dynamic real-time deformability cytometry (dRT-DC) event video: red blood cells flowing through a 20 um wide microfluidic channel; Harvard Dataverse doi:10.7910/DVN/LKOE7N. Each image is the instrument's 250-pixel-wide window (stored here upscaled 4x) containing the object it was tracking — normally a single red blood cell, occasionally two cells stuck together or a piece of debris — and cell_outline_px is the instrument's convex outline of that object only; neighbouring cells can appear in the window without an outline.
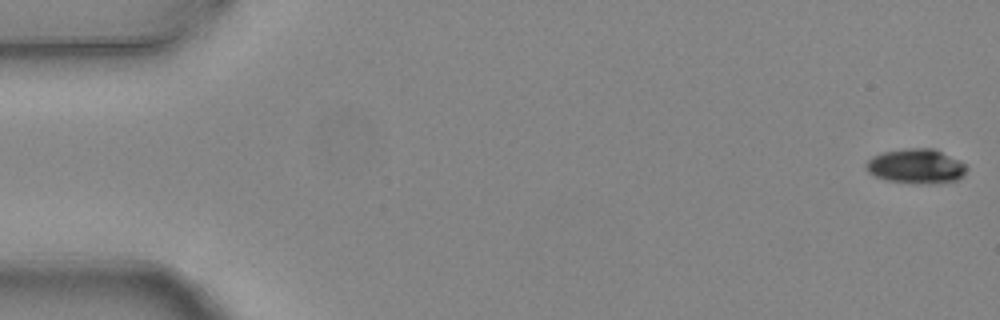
{"species": "common noctule bat (a hibernating species)", "species_latin": "Nyctalus noctula", "temperature_condition": "warm", "stored_images_in_passage": 5, "camera_frame_rate_fps": 3000, "um_per_image_px": 0.085, "animal": {"sex": "female", "body_mass_g": 24.6, "forearm_length_mm": 56.2}, "frame": {"image": 1, "passage_image": 1, "time_ms": 0.0, "image_size_px": [1000, 320], "cell_outline_px": [[968, 168], [956, 180], [936, 184], [916, 184], [888, 180], [876, 176], [868, 172], [864, 168], [864, 164], [872, 156], [884, 152], [904, 148], [936, 148], [964, 164]], "centroid_in_image_um": [77.83, 14.13], "position_along_channel_um": 7.2, "area_um2": 20.35}}
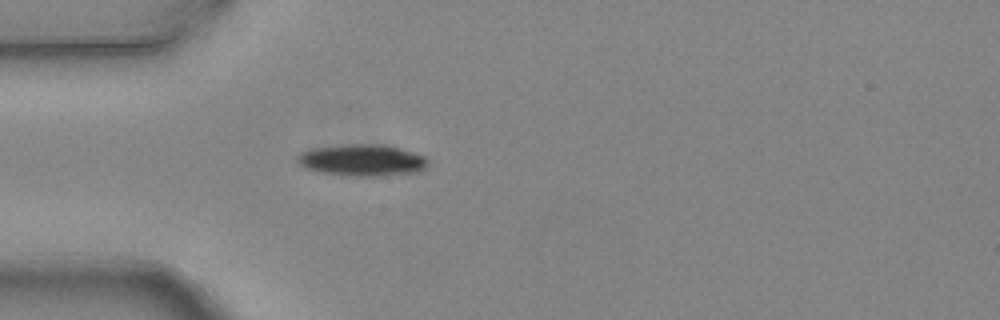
{"frame": {"image": 2, "passage_image": 5, "time_ms": 1.333, "image_size_px": [1000, 320], "cell_outline_px": [[428, 164], [420, 172], [376, 176], [356, 176], [324, 172], [304, 168], [296, 164], [296, 156], [300, 152], [312, 148], [348, 144], [384, 144], [400, 148], [424, 156], [428, 160]], "centroid_in_image_um": [30.76, 13.61], "position_along_channel_um": 54.2, "area_um2": 24.16}}